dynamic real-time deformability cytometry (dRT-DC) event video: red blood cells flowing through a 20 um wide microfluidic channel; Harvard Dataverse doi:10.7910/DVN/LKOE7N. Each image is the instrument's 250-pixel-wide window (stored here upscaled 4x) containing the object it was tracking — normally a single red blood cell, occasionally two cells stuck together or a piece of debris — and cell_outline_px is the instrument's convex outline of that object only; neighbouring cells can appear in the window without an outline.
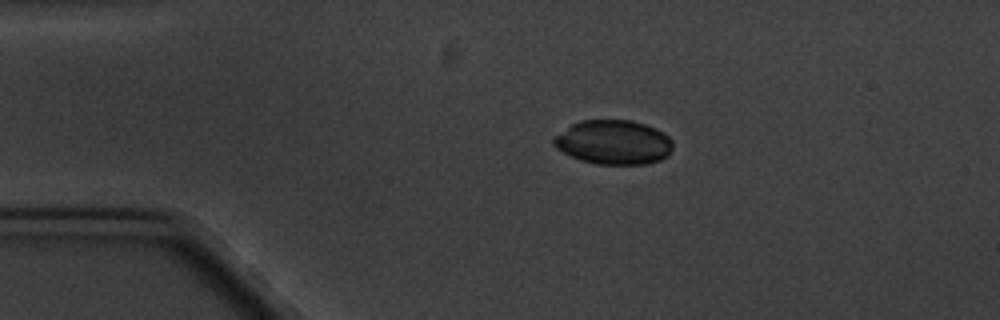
{"species": "common noctule bat (a hibernating species)", "species_latin": "Nyctalus noctula", "temperature_condition": "cold", "stored_images_in_passage": 9, "camera_frame_rate_fps": 3000, "um_per_image_px": 0.085, "animal": {"sex": "male", "body_mass_g": 20.1, "forearm_length_mm": 53.5}, "frame": {"image": 1, "passage_image": 3, "time_ms": 2.333, "image_size_px": [1000, 320], "cell_outline_px": [[672, 148], [668, 156], [660, 160], [648, 164], [596, 164], [580, 160], [556, 148], [552, 144], [552, 140], [556, 136], [572, 124], [580, 120], [632, 120], [656, 128], [668, 136], [672, 140]], "centroid_in_image_um": [52.17, 12.1], "position_along_channel_um": 32.8, "area_um2": 30.75}}